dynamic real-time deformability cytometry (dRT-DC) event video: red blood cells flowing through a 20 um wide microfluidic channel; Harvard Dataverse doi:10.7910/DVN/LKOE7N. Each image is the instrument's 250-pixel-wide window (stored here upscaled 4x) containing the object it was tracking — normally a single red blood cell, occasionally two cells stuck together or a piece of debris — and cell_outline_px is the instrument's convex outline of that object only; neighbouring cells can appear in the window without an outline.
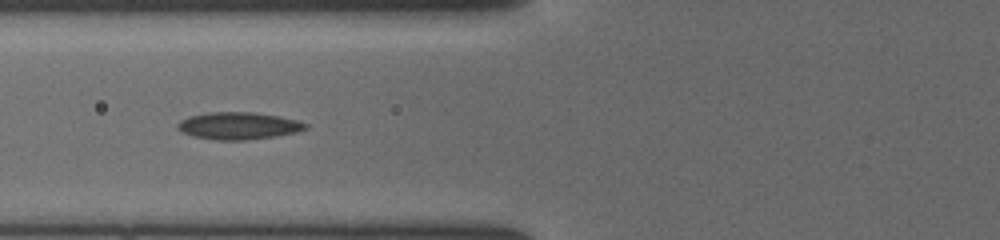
{"species": "common noctule bat (a hibernating species)", "species_latin": "Nyctalus noctula", "temperature_condition": "cold", "stored_images_in_passage": 34, "camera_frame_rate_fps": 3000, "um_per_image_px": 0.085, "animal": {"sex": "female", "body_mass_g": 19.5, "forearm_length_mm": 54.1}, "frame": {"image": 1, "passage_image": 5, "time_ms": 1.333, "image_size_px": [1000, 240], "cell_outline_px": [[308, 128], [296, 132], [276, 136], [244, 140], [216, 140], [192, 136], [176, 128], [176, 124], [180, 120], [188, 116], [208, 112], [252, 112], [280, 116], [300, 120], [308, 124]], "centroid_in_image_um": [20.28, 10.68], "position_along_channel_um": 105.5, "area_um2": 20.46}}
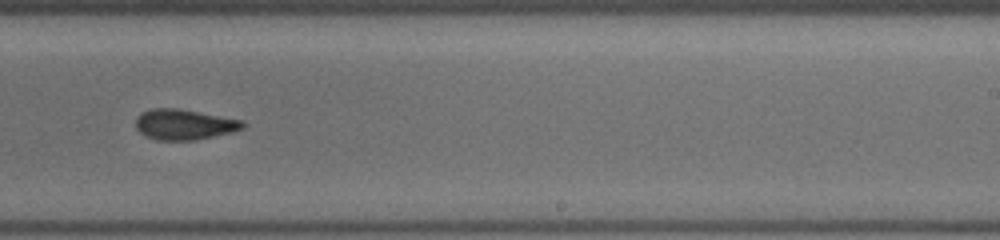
{"frame": {"image": 2, "passage_image": 17, "time_ms": 5.333, "image_size_px": [1000, 240], "cell_outline_px": [[244, 128], [232, 132], [196, 140], [156, 140], [140, 132], [136, 128], [136, 116], [140, 112], [152, 108], [180, 108], [244, 120]], "centroid_in_image_um": [15.66, 10.56], "position_along_channel_um": 273.3, "area_um2": 19.19}}
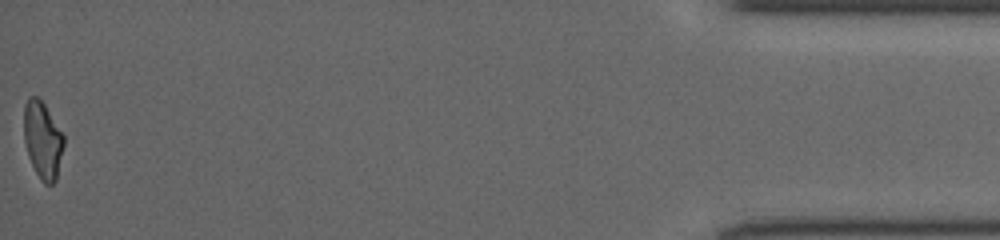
{"frame": {"image": 3, "passage_image": 34, "time_ms": 11.0, "image_size_px": [1000, 240], "cell_outline_px": [[64, 144], [56, 180], [52, 184], [44, 184], [40, 180], [28, 156], [24, 140], [24, 104], [28, 96], [36, 96], [44, 104], [64, 136]], "centroid_in_image_um": [3.61, 11.9], "position_along_channel_um": 431.6, "area_um2": 17.8}}